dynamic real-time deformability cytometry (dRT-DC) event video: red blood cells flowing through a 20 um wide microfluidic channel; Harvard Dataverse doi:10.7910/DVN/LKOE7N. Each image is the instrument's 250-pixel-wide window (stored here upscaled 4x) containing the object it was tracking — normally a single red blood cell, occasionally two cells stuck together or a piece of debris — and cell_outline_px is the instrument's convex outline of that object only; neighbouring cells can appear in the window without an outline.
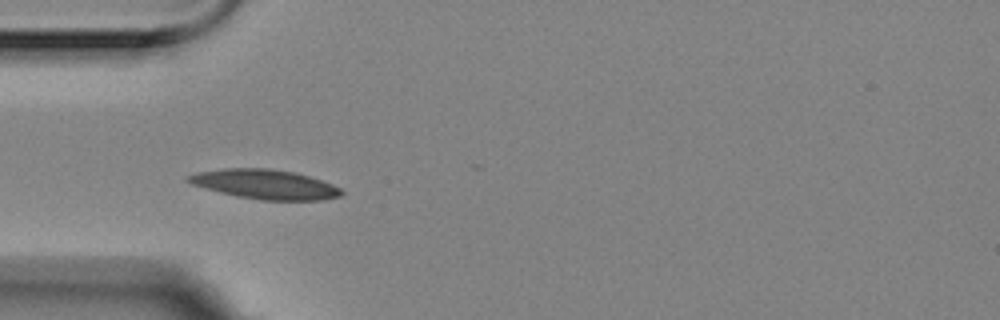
{"species": "Egyptian fruit bat (a non-hibernating species)", "species_latin": "Rousettus aegyptiacus", "temperature_condition": "room temperature", "stored_images_in_passage": 4, "camera_frame_rate_fps": 3000, "um_per_image_px": 0.085, "animal": {"sex": "female"}, "frame": {"image": 1, "passage_image": 3, "time_ms": 0.667, "image_size_px": [1000, 320], "cell_outline_px": [[344, 192], [340, 196], [320, 200], [260, 200], [236, 196], [220, 192], [192, 184], [184, 180], [184, 176], [196, 172], [224, 168], [268, 168], [292, 172], [308, 176], [332, 184], [340, 188]], "centroid_in_image_um": [22.47, 15.66], "position_along_channel_um": 62.5, "area_um2": 26.3}}
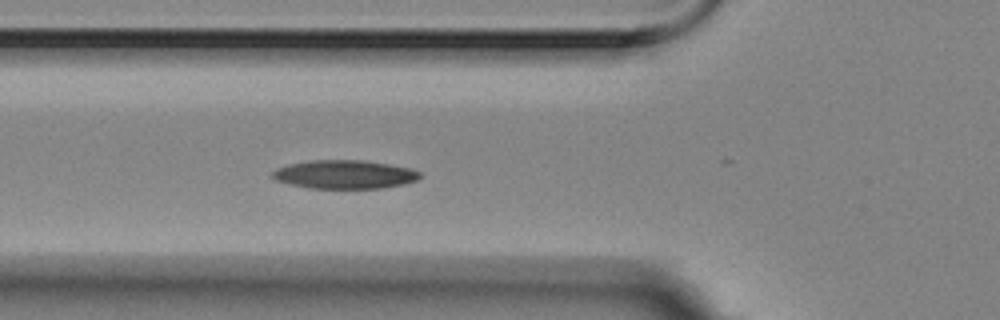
{"frame": {"image": 2, "passage_image": 4, "time_ms": 1.0, "image_size_px": [1000, 320], "cell_outline_px": [[420, 176], [416, 180], [404, 184], [380, 188], [308, 188], [276, 180], [268, 176], [276, 168], [288, 164], [312, 160], [364, 160], [412, 168], [420, 172]], "centroid_in_image_um": [29.26, 14.82], "position_along_channel_um": 96.5, "area_um2": 24.57}}